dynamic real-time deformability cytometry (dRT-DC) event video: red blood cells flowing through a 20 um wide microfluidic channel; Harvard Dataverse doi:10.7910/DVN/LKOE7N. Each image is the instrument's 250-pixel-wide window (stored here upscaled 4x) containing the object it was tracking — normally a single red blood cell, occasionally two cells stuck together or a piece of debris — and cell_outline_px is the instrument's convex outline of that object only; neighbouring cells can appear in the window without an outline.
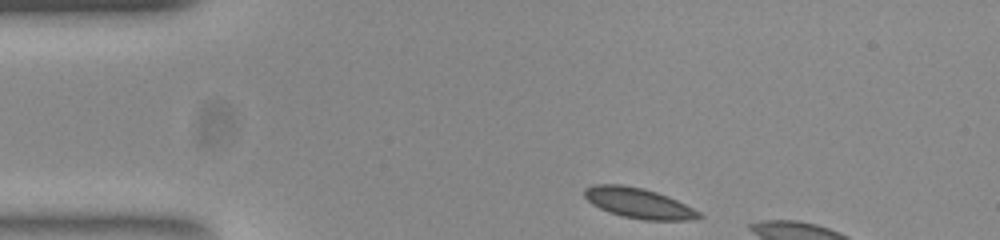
{"species": "common noctule bat (a hibernating species)", "species_latin": "Nyctalus noctula", "temperature_condition": "room temperature", "stored_images_in_passage": 6, "camera_frame_rate_fps": 3000, "um_per_image_px": 0.085, "animal": {"sex": "female", "body_mass_g": 23.0, "forearm_length_mm": 53.4}, "frame": {"image": 1, "passage_image": 1, "time_ms": 0.0, "image_size_px": [1000, 240], "cell_outline_px": [[700, 216], [680, 220], [644, 220], [624, 216], [600, 208], [592, 204], [584, 196], [584, 192], [588, 188], [604, 184], [612, 184], [640, 188], [664, 196], [696, 212]], "centroid_in_image_um": [54.15, 17.27], "position_along_channel_um": 30.9, "area_um2": 18.55}}